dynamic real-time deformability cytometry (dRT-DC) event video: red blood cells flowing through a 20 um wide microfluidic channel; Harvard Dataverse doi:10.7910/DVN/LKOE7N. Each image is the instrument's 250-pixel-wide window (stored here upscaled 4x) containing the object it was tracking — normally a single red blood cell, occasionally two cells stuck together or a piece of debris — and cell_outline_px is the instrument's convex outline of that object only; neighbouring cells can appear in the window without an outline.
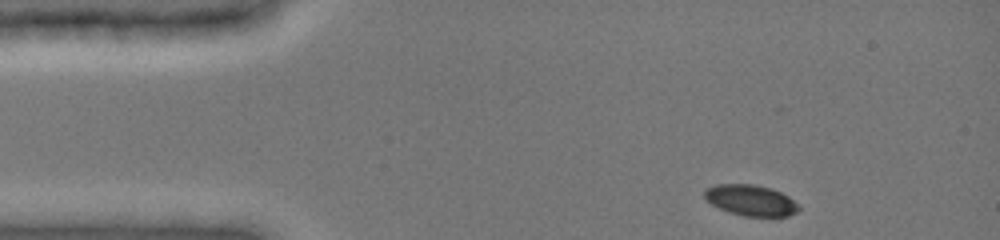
{"species": "common noctule bat (a hibernating species)", "species_latin": "Nyctalus noctula", "temperature_condition": "cold", "stored_images_in_passage": 3, "camera_frame_rate_fps": 3000, "um_per_image_px": 0.085, "animal": {"sex": "female", "body_mass_g": 19.0, "forearm_length_mm": 51.5}, "frame": {"image": 1, "passage_image": 1, "time_ms": 0.0, "image_size_px": [1000, 240], "cell_outline_px": [[800, 208], [796, 212], [788, 216], [744, 216], [728, 212], [712, 204], [704, 196], [704, 188], [716, 184], [756, 184], [772, 188], [788, 196]], "centroid_in_image_um": [63.79, 17.01], "position_along_channel_um": 21.2, "area_um2": 16.94}}
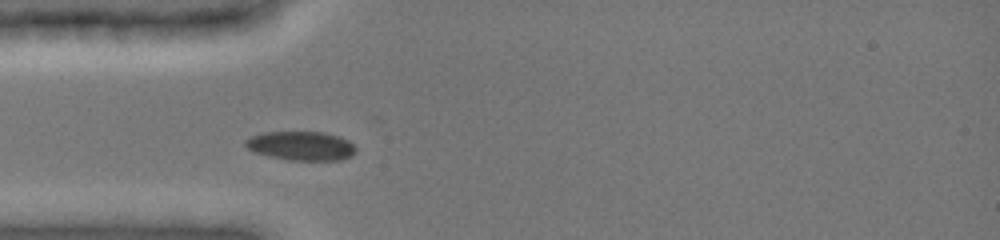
{"frame": {"image": 2, "passage_image": 3, "time_ms": 2.667, "image_size_px": [1000, 240], "cell_outline_px": [[356, 152], [340, 160], [288, 160], [268, 156], [256, 152], [248, 148], [244, 144], [244, 140], [252, 136], [264, 132], [324, 132], [340, 136], [348, 140], [356, 148]], "centroid_in_image_um": [25.59, 12.39], "position_along_channel_um": 59.4, "area_um2": 18.61}}